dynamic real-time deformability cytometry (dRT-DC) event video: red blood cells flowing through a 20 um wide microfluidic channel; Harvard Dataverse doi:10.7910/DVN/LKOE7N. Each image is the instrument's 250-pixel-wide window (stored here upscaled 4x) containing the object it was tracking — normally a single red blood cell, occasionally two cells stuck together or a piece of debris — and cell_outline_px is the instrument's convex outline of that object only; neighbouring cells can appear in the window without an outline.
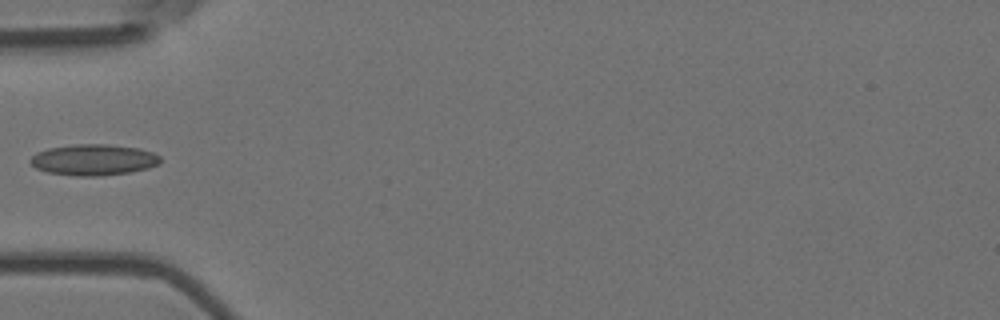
{"species": "Egyptian fruit bat (a non-hibernating species)", "species_latin": "Rousettus aegyptiacus", "temperature_condition": "room temperature", "stored_images_in_passage": 5, "camera_frame_rate_fps": 3000, "um_per_image_px": 0.085, "animal": {"sex": "female"}, "frame": {"image": 1, "passage_image": 5, "time_ms": 1.333, "image_size_px": [1000, 320], "cell_outline_px": [[160, 164], [148, 168], [128, 172], [96, 176], [76, 176], [48, 172], [36, 168], [28, 160], [36, 152], [48, 148], [76, 144], [108, 144], [140, 148], [152, 152], [160, 156]], "centroid_in_image_um": [7.95, 13.57], "position_along_channel_um": 77.0, "area_um2": 23.52}}